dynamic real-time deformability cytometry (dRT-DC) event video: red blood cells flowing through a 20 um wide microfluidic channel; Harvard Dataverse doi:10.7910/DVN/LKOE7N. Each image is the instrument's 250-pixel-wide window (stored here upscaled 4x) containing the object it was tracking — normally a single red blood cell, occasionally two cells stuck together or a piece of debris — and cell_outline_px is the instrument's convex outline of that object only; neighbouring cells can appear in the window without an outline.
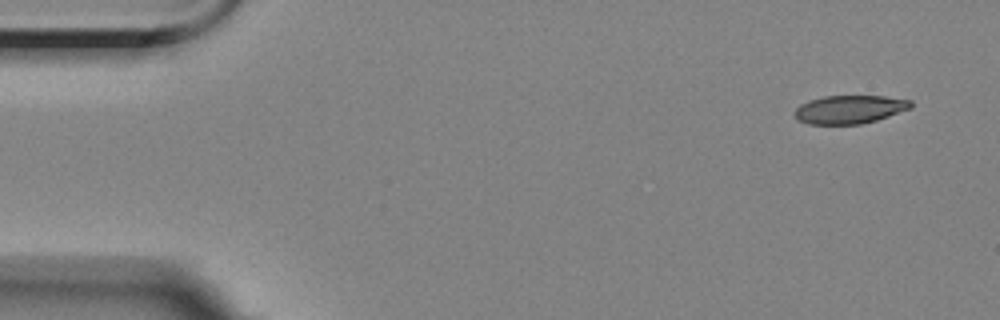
{"species": "Egyptian fruit bat (a non-hibernating species)", "species_latin": "Rousettus aegyptiacus", "temperature_condition": "room temperature", "stored_images_in_passage": 8, "camera_frame_rate_fps": 3000, "um_per_image_px": 0.085, "animal": {"sex": "female"}, "frame": {"image": 1, "passage_image": 1, "time_ms": 0.0, "image_size_px": [1000, 320], "cell_outline_px": [[912, 108], [876, 120], [860, 124], [808, 124], [796, 120], [792, 112], [800, 104], [808, 100], [824, 96], [884, 96], [912, 100]], "centroid_in_image_um": [72.17, 9.3], "position_along_channel_um": 12.8, "area_um2": 19.36}}
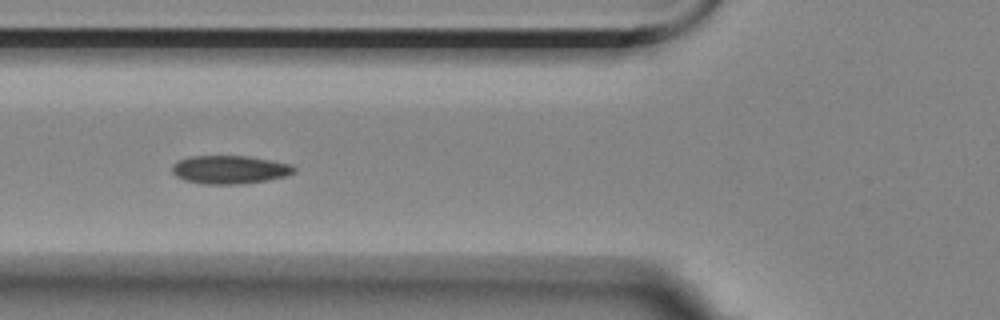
{"frame": {"image": 2, "passage_image": 5, "time_ms": 9.0, "image_size_px": [1000, 320], "cell_outline_px": [[296, 172], [284, 176], [268, 180], [240, 184], [204, 184], [184, 180], [176, 176], [172, 172], [172, 164], [180, 160], [192, 156], [248, 156], [272, 160], [292, 164], [296, 168]], "centroid_in_image_um": [19.55, 14.42], "position_along_channel_um": 106.3, "area_um2": 20.17}}
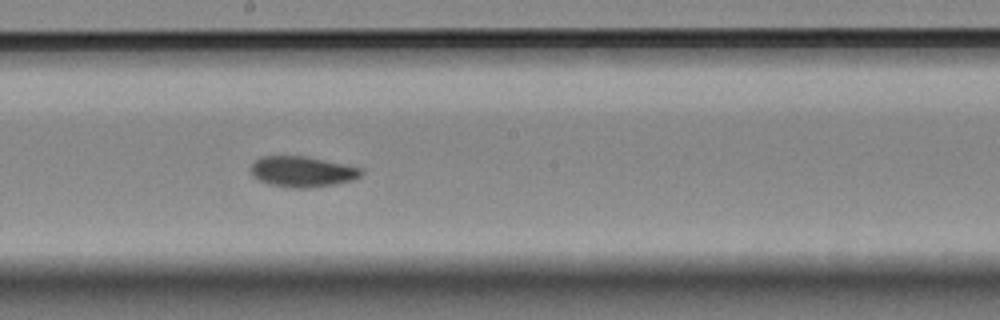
{"frame": {"image": 3, "passage_image": 8, "time_ms": 12.333, "image_size_px": [1000, 320], "cell_outline_px": [[364, 172], [360, 176], [352, 180], [336, 184], [308, 188], [288, 188], [268, 184], [252, 176], [248, 168], [260, 156], [304, 156], [348, 164], [364, 168]], "centroid_in_image_um": [25.7, 14.59], "position_along_channel_um": 222.5, "area_um2": 20.11}}